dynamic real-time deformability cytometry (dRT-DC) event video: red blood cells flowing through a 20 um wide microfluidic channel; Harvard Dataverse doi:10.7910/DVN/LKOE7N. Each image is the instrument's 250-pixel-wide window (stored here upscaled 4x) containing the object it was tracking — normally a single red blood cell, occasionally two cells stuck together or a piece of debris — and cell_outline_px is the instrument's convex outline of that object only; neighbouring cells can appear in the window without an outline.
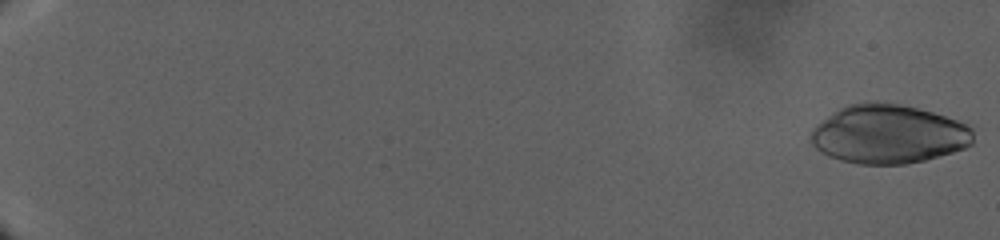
{"species": "human", "species_latin": "Homo sapiens", "temperature_condition": "warm", "stored_images_in_passage": 58, "camera_frame_rate_fps": 3000, "um_per_image_px": 0.085, "donor": {"sex": "male"}, "frame": {"image": 1, "passage_image": 1, "time_ms": 0.0, "image_size_px": [1000, 240], "cell_outline_px": [[972, 144], [964, 148], [952, 152], [924, 160], [904, 164], [856, 164], [840, 160], [828, 156], [816, 148], [812, 144], [812, 128], [816, 124], [832, 112], [848, 104], [872, 100], [876, 100], [900, 104], [932, 112], [956, 120], [972, 128]], "centroid_in_image_um": [75.48, 11.39], "position_along_channel_um": 9.5, "area_um2": 55.66}}
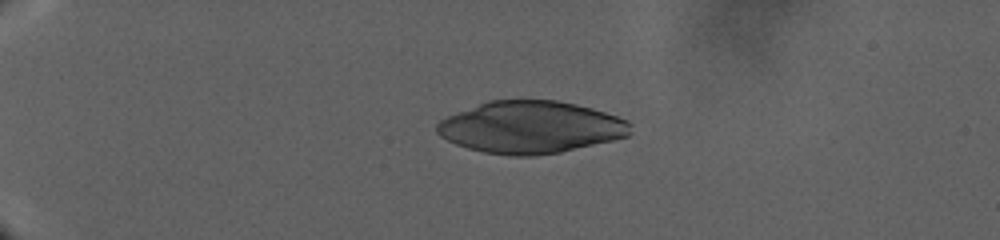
{"frame": {"image": 2, "passage_image": 15, "time_ms": 12.0, "image_size_px": [1000, 240], "cell_outline_px": [[632, 132], [628, 136], [612, 140], [560, 152], [532, 156], [508, 156], [484, 152], [468, 148], [456, 144], [440, 136], [436, 132], [436, 124], [440, 120], [448, 116], [488, 100], [556, 100], [576, 104], [592, 108], [628, 120], [632, 124]], "centroid_in_image_um": [45.11, 10.81], "position_along_channel_um": 39.9, "area_um2": 58.78}}